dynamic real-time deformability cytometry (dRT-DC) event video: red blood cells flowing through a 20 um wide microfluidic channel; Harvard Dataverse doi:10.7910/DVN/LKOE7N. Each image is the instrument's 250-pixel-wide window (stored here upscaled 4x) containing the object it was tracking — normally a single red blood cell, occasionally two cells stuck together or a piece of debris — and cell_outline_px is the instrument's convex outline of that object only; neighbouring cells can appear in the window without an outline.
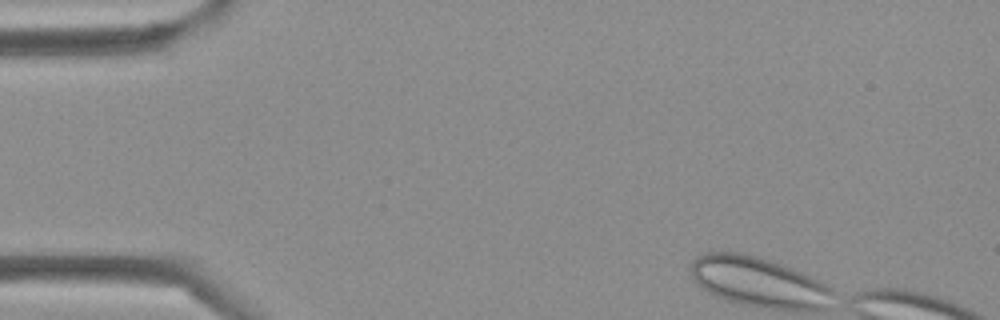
{"species": "Egyptian fruit bat (a non-hibernating species)", "species_latin": "Rousettus aegyptiacus", "temperature_condition": "cold", "stored_images_in_passage": 4, "camera_frame_rate_fps": 3000, "um_per_image_px": 0.085, "frame": {"image": 1, "passage_image": 1, "time_ms": 0.0, "image_size_px": [1000, 320], "cell_outline_px": [[824, 288], [808, 304], [764, 304], [732, 296], [708, 288], [696, 276], [696, 260], [704, 256], [744, 256], [760, 260], [772, 264], [792, 272]], "centroid_in_image_um": [64.18, 23.84], "position_along_channel_um": 20.8, "area_um2": 30.4}}